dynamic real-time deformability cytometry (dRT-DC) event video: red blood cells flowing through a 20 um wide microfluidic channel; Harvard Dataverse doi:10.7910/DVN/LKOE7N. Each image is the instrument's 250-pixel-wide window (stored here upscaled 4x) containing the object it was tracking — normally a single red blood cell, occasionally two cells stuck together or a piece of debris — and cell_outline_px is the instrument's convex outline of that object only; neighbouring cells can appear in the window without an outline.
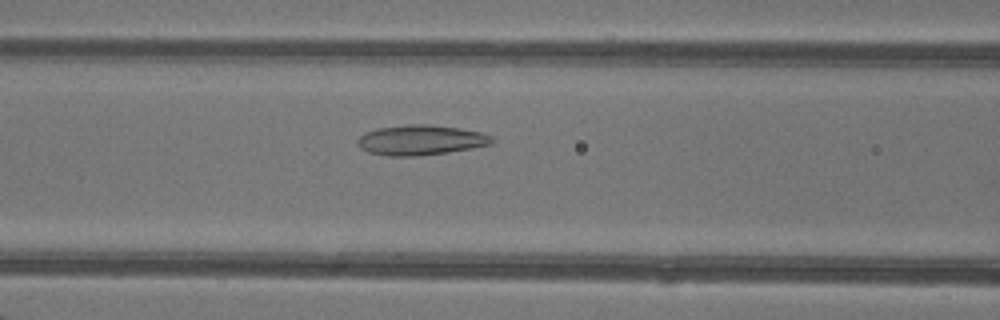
{"species": "common noctule bat (a hibernating species)", "species_latin": "Nyctalus noctula", "temperature_condition": "warm", "stored_images_in_passage": 49, "camera_frame_rate_fps": 3000, "um_per_image_px": 0.085, "animal": {"sex": "female"}, "frame": {"image": 1, "passage_image": 21, "time_ms": 6.667, "image_size_px": [1000, 320], "cell_outline_px": [[496, 140], [492, 144], [472, 148], [448, 152], [416, 156], [388, 156], [368, 152], [360, 148], [356, 144], [356, 140], [364, 132], [376, 128], [408, 124], [428, 124], [460, 128], [480, 132], [492, 136]], "centroid_in_image_um": [35.74, 11.9], "position_along_channel_um": 130.9, "area_um2": 23.81}}
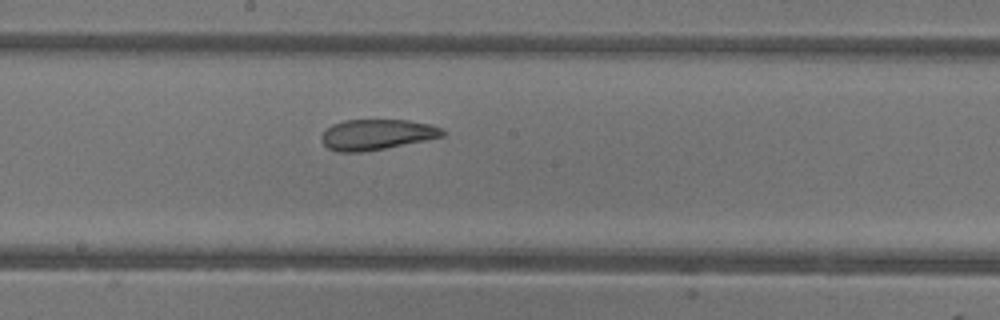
{"frame": {"image": 2, "passage_image": 27, "time_ms": 8.667, "image_size_px": [1000, 320], "cell_outline_px": [[444, 136], [364, 152], [336, 152], [328, 148], [320, 140], [320, 136], [332, 124], [344, 120], [408, 120], [432, 124], [444, 128]], "centroid_in_image_um": [32.01, 11.43], "position_along_channel_um": 216.2, "area_um2": 21.56}}
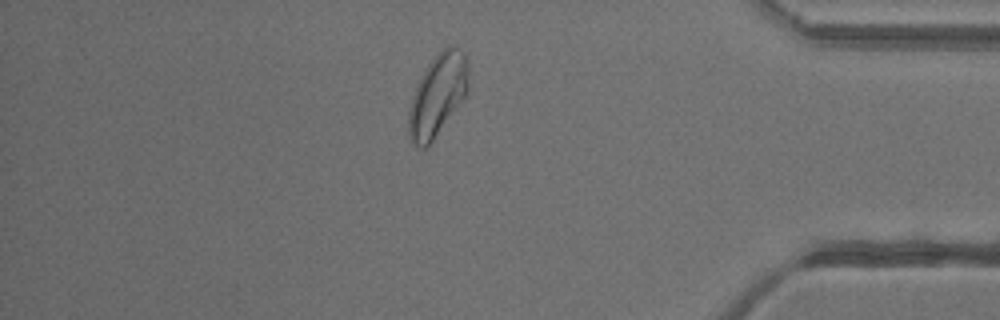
{"frame": {"image": 3, "passage_image": 42, "time_ms": 13.667, "image_size_px": [1000, 320], "cell_outline_px": [[468, 88], [464, 96], [432, 144], [428, 148], [420, 148], [408, 136], [408, 108], [412, 96], [428, 64], [448, 44], [456, 48], [464, 56], [468, 64]], "centroid_in_image_um": [37.17, 8.15], "position_along_channel_um": 398.0, "area_um2": 28.09}, "authors_computed_cell_mechanics": {"area_um2": 27.166, "velocity_mm_per_s": 4.263, "shape_relaxation_time_tau1_ms": null, "shape_relaxation_time_tau2_ms": 1.7209, "deformation_change_tau1": null, "deformation_change_tau2": 0.0805}}